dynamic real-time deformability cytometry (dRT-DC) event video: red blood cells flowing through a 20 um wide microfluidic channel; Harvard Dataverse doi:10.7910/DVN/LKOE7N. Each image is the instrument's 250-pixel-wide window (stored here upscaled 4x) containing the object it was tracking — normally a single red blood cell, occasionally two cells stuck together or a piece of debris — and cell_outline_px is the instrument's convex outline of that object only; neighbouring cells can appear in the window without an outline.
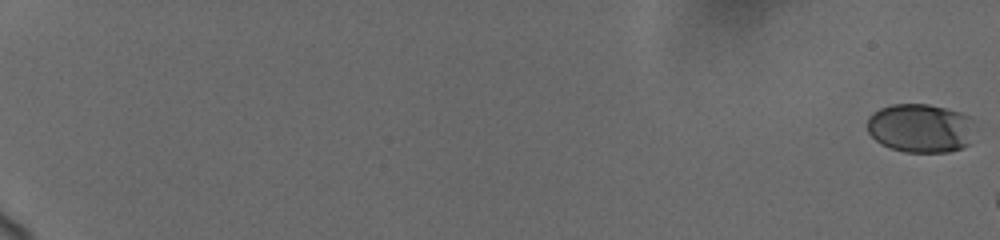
{"species": "human", "species_latin": "Homo sapiens", "temperature_condition": "cold", "stored_images_in_passage": 12, "camera_frame_rate_fps": 3000, "um_per_image_px": 0.085, "donor": {"sex": "female"}, "frame": {"image": 1, "passage_image": 1, "time_ms": 0.0, "image_size_px": [1000, 240], "cell_outline_px": [[972, 120], [968, 144], [960, 148], [948, 152], [904, 152], [880, 144], [868, 132], [868, 116], [872, 112], [880, 108], [892, 104], [928, 104], [960, 112], [968, 116]], "centroid_in_image_um": [78.18, 10.88], "position_along_channel_um": 6.8, "area_um2": 30.35}}